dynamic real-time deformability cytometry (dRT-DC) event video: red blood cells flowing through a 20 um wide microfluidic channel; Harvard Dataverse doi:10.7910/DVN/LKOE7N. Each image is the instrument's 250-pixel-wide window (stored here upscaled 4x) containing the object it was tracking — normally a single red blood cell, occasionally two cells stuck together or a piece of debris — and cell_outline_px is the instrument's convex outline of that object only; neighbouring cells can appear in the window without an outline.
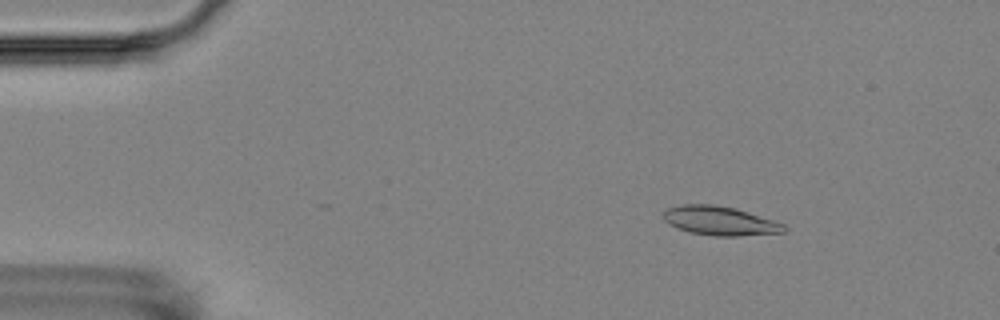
{"species": "Egyptian fruit bat (a non-hibernating species)", "species_latin": "Rousettus aegyptiacus", "temperature_condition": "room temperature", "stored_images_in_passage": 8, "camera_frame_rate_fps": 3000, "um_per_image_px": 0.085, "animal": {"sex": "female"}, "frame": {"image": 1, "passage_image": 3, "time_ms": 2.0, "image_size_px": [1000, 320], "cell_outline_px": [[788, 228], [784, 232], [736, 236], [716, 236], [688, 232], [676, 228], [668, 224], [664, 220], [664, 212], [668, 208], [684, 204], [712, 204], [736, 208], [784, 224]], "centroid_in_image_um": [61.17, 18.77], "position_along_channel_um": 23.8, "area_um2": 20.35}}
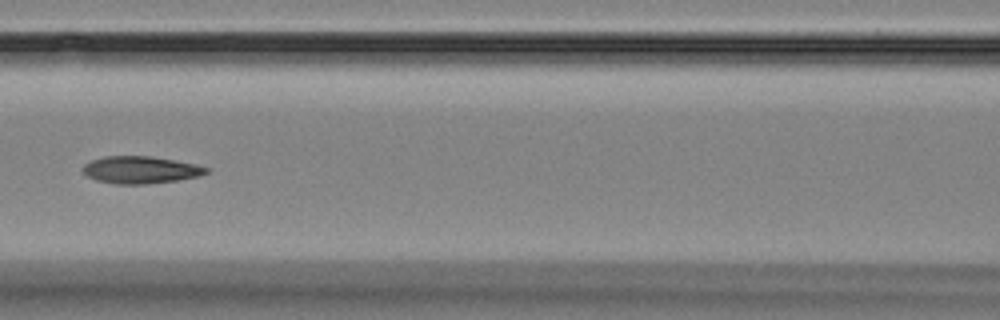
{"frame": {"image": 2, "passage_image": 8, "time_ms": 7.667, "image_size_px": [1000, 320], "cell_outline_px": [[208, 172], [200, 176], [176, 180], [144, 184], [116, 184], [96, 180], [88, 176], [80, 168], [84, 164], [92, 160], [104, 156], [152, 156], [176, 160], [196, 164], [208, 168]], "centroid_in_image_um": [11.94, 14.43], "position_along_channel_um": 154.7, "area_um2": 19.59}}